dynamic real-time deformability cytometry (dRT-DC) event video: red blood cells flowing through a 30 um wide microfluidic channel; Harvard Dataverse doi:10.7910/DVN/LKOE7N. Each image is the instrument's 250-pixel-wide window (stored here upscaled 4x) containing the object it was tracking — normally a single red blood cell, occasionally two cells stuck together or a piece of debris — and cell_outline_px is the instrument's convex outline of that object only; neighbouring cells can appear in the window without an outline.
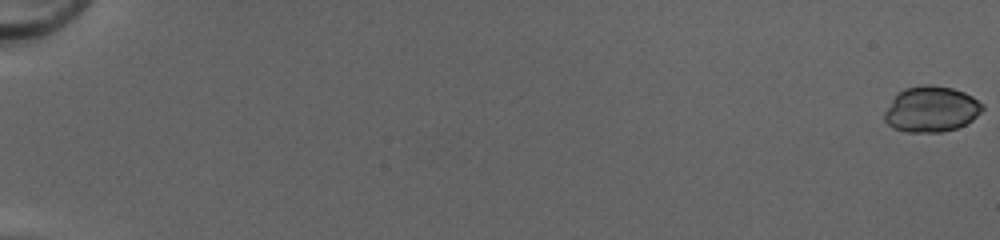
{"species": "common noctule bat (a hibernating species)", "species_latin": "Nyctalus noctula", "temperature_condition": "cold", "stored_images_in_passage": 52, "camera_frame_rate_fps": 3000, "um_per_image_px": 0.085, "animal": {"sex": "female", "body_mass_g": 20.0, "forearm_length_mm": 54.0}, "frame": {"image": 1, "passage_image": 1, "time_ms": 0.0, "image_size_px": [1000, 240], "cell_outline_px": [[984, 108], [972, 120], [956, 128], [940, 132], [904, 132], [892, 128], [884, 120], [884, 112], [892, 100], [904, 88], [920, 84], [932, 84], [952, 88], [964, 92], [972, 96], [984, 104]], "centroid_in_image_um": [79.15, 9.27], "position_along_channel_um": 5.9, "area_um2": 26.18}}
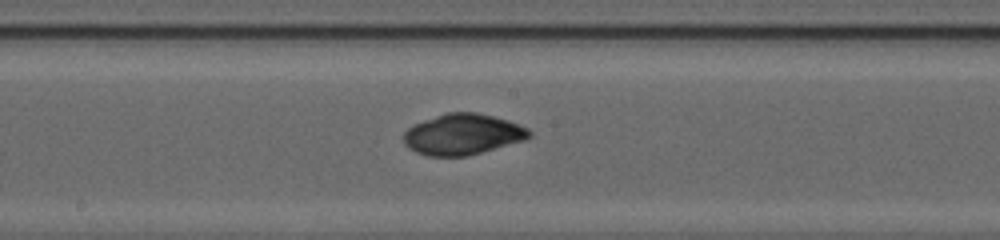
{"frame": {"image": 2, "passage_image": 31, "time_ms": 10.0, "image_size_px": [1000, 240], "cell_outline_px": [[532, 136], [524, 140], [468, 156], [428, 156], [416, 152], [408, 148], [404, 144], [404, 132], [412, 124], [448, 112], [476, 112], [508, 120], [528, 128], [532, 132]], "centroid_in_image_um": [39.32, 11.42], "position_along_channel_um": 208.9, "area_um2": 29.94}}
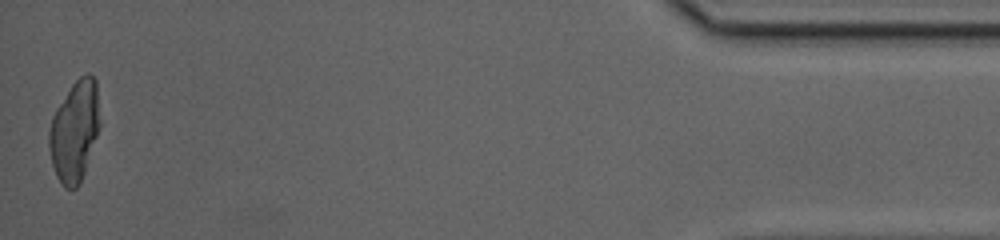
{"frame": {"image": 3, "passage_image": 52, "time_ms": 17.0, "image_size_px": [1000, 240], "cell_outline_px": [[100, 124], [80, 184], [76, 188], [64, 188], [56, 176], [52, 164], [48, 148], [48, 132], [52, 116], [56, 108], [72, 84], [80, 76], [88, 72], [96, 80], [100, 120]], "centroid_in_image_um": [6.32, 11.13], "position_along_channel_um": 428.9, "area_um2": 29.77}, "authors_computed_cell_mechanics": {"area_um2": 29.0445, "velocity_mm_per_s": 4.2347, "shape_relaxation_time_tau1_ms": 7.355, "shape_relaxation_time_tau2_ms": 1.5607, "deformation_change_tau1": 0.1417, "deformation_change_tau2": 0.0294}}